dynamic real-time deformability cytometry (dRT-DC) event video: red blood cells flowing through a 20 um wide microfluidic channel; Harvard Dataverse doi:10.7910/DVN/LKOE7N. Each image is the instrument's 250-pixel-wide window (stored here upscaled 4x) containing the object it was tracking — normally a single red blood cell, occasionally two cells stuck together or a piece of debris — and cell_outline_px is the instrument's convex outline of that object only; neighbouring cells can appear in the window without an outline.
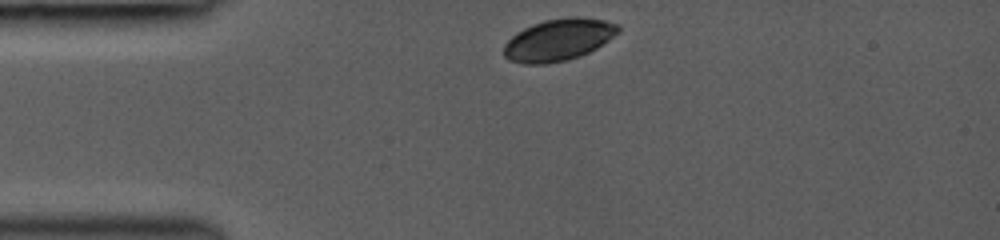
{"species": "common noctule bat (a hibernating species)", "species_latin": "Nyctalus noctula", "temperature_condition": "room temperature", "stored_images_in_passage": 33, "camera_frame_rate_fps": 3000, "um_per_image_px": 0.085, "animal": {"sex": "female", "body_mass_g": 19.0, "forearm_length_mm": 53.3}, "frame": {"image": 1, "passage_image": 1, "time_ms": 0.0, "image_size_px": [1000, 240], "cell_outline_px": [[620, 32], [596, 48], [580, 56], [564, 60], [544, 64], [524, 64], [508, 60], [504, 56], [504, 44], [516, 32], [532, 24], [544, 20], [572, 16], [576, 16], [604, 20], [620, 24]], "centroid_in_image_um": [47.47, 3.37], "position_along_channel_um": 37.5, "area_um2": 27.98}}
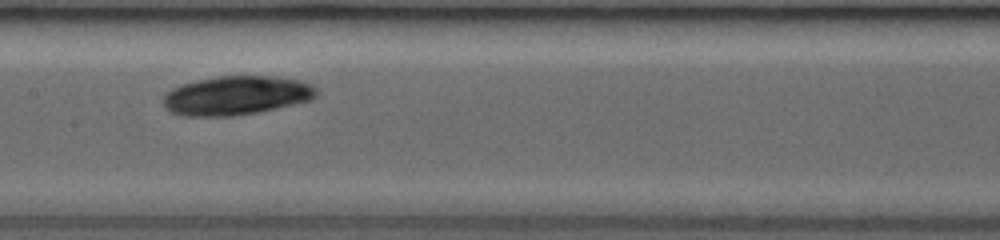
{"frame": {"image": 2, "passage_image": 14, "time_ms": 4.333, "image_size_px": [1000, 240], "cell_outline_px": [[316, 96], [312, 100], [276, 108], [256, 112], [232, 116], [180, 116], [164, 108], [164, 96], [172, 88], [196, 80], [216, 76], [280, 76], [300, 80], [312, 84], [316, 88]], "centroid_in_image_um": [20.11, 8.11], "position_along_channel_um": 187.3, "area_um2": 34.91}}
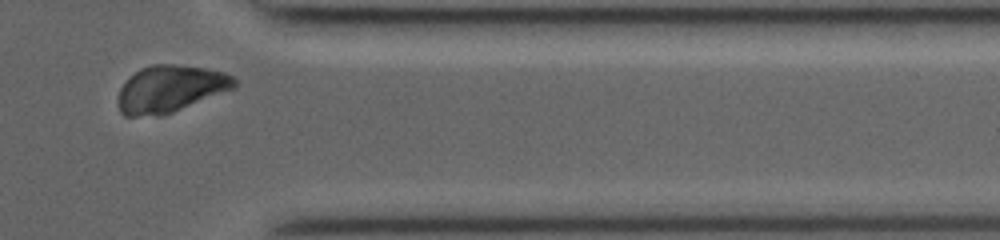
{"frame": {"image": 3, "passage_image": 29, "time_ms": 9.333, "image_size_px": [1000, 240], "cell_outline_px": [[236, 88], [164, 116], [124, 116], [120, 112], [116, 104], [116, 100], [120, 88], [140, 68], [152, 64], [172, 64], [204, 68], [224, 72], [232, 76], [236, 80]], "centroid_in_image_um": [14.46, 7.58], "position_along_channel_um": 396.9, "area_um2": 32.14}}